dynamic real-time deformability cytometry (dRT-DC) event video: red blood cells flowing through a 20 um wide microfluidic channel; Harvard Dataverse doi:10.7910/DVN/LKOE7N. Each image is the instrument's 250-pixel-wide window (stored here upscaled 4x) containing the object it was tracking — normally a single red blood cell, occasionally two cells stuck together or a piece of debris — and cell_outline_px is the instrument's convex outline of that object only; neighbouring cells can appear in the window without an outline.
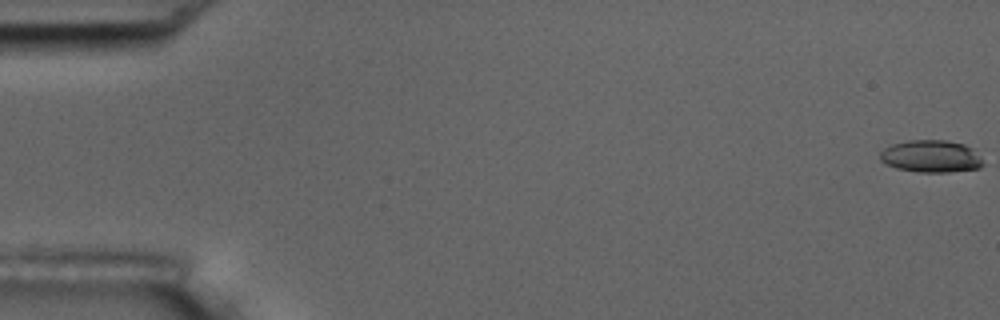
{"species": "common noctule bat (a hibernating species)", "species_latin": "Nyctalus noctula", "temperature_condition": "room temperature", "stored_images_in_passage": 3, "camera_frame_rate_fps": 3000, "um_per_image_px": 0.085, "animal": {"sex": "male", "body_mass_g": 17.5, "forearm_length_mm": 52.3}, "frame": {"image": 1, "passage_image": 1, "time_ms": 0.0, "image_size_px": [1000, 320], "cell_outline_px": [[984, 164], [980, 168], [948, 172], [920, 172], [896, 168], [880, 160], [880, 152], [884, 148], [892, 144], [908, 140], [948, 140], [964, 144], [972, 148]], "centroid_in_image_um": [79.13, 13.28], "position_along_channel_um": 5.9, "area_um2": 19.31}}